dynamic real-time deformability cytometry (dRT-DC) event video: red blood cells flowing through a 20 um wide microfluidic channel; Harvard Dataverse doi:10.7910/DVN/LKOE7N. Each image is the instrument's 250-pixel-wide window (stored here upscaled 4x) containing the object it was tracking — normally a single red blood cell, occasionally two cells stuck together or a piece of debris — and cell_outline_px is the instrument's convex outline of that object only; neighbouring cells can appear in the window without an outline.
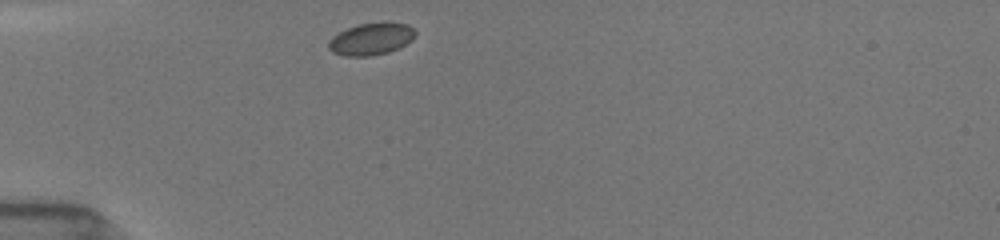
{"species": "common noctule bat (a hibernating species)", "species_latin": "Nyctalus noctula", "temperature_condition": "room temperature", "stored_images_in_passage": 38, "camera_frame_rate_fps": 3000, "um_per_image_px": 0.085, "animal": {"sex": "female", "body_mass_g": 19.5, "forearm_length_mm": 54.1}, "frame": {"image": 1, "passage_image": 1, "time_ms": 0.0, "image_size_px": [1000, 240], "cell_outline_px": [[416, 32], [412, 40], [388, 52], [372, 56], [344, 56], [332, 52], [328, 48], [328, 40], [332, 36], [348, 28], [360, 24], [384, 20], [408, 24]], "centroid_in_image_um": [31.54, 3.29], "position_along_channel_um": 53.5, "area_um2": 16.42}}
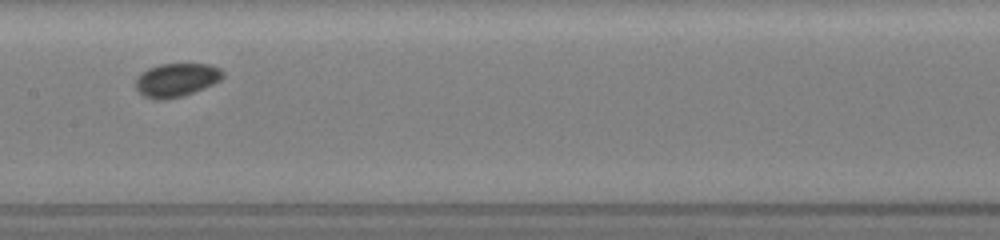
{"frame": {"image": 2, "passage_image": 13, "time_ms": 4.0, "image_size_px": [1000, 240], "cell_outline_px": [[224, 76], [220, 80], [204, 88], [184, 96], [164, 100], [152, 100], [144, 96], [136, 88], [136, 80], [148, 68], [160, 64], [212, 64], [220, 68], [224, 72]], "centroid_in_image_um": [15.03, 6.8], "position_along_channel_um": 192.4, "area_um2": 17.05}}
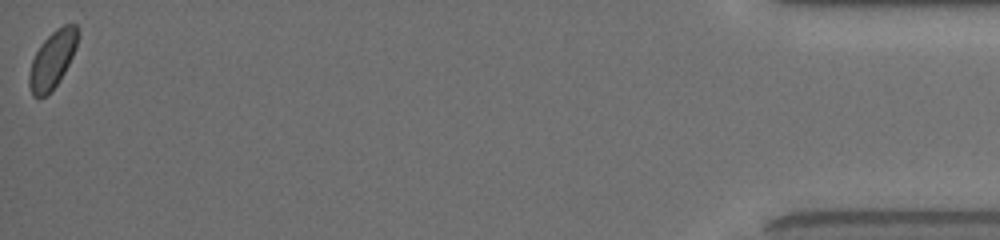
{"frame": {"image": 3, "passage_image": 38, "time_ms": 12.333, "image_size_px": [1000, 240], "cell_outline_px": [[80, 32], [76, 48], [64, 72], [56, 84], [44, 96], [32, 96], [28, 84], [28, 72], [32, 60], [40, 44], [56, 28], [64, 24], [76, 24], [80, 28]], "centroid_in_image_um": [4.46, 5.01], "position_along_channel_um": 430.7, "area_um2": 16.18}}